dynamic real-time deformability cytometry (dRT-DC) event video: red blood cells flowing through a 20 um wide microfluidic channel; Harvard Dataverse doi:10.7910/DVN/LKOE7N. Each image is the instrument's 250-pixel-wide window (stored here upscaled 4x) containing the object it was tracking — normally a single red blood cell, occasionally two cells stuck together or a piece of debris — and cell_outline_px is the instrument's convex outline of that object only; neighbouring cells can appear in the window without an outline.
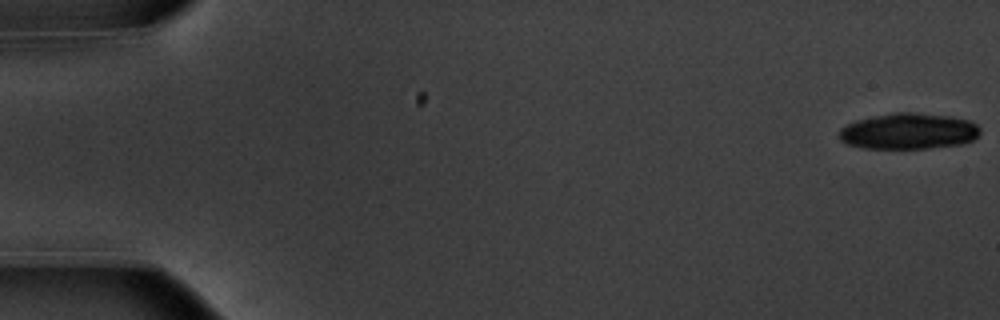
{"species": "common noctule bat (a hibernating species)", "species_latin": "Nyctalus noctula", "temperature_condition": "warm", "stored_images_in_passage": 12, "camera_frame_rate_fps": 3000, "um_per_image_px": 0.085, "animal": {"sex": "male", "body_mass_g": 20.1, "forearm_length_mm": 53.5}, "frame": {"image": 1, "passage_image": 1, "time_ms": 0.0, "image_size_px": [1000, 320], "cell_outline_px": [[980, 132], [972, 140], [964, 144], [928, 148], [860, 148], [844, 144], [840, 140], [840, 128], [856, 120], [896, 112], [912, 112], [952, 116], [972, 120], [980, 128]], "centroid_in_image_um": [77.24, 11.15], "position_along_channel_um": 7.8, "area_um2": 29.77}}